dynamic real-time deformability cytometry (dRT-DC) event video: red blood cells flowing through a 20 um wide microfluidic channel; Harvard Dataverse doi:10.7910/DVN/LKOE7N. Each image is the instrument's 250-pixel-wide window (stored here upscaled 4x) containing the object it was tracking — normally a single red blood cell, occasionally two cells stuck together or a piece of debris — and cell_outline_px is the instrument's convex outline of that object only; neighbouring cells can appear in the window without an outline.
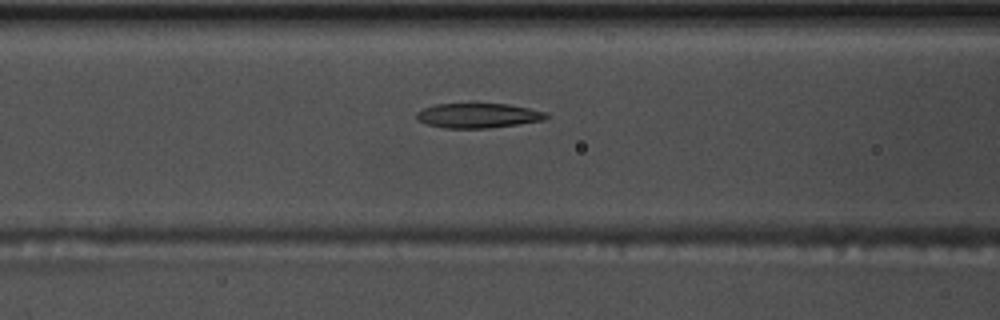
{"species": "common noctule bat (a hibernating species)", "species_latin": "Nyctalus noctula", "temperature_condition": "warm", "stored_images_in_passage": 34, "camera_frame_rate_fps": 3000, "um_per_image_px": 0.085, "animal": {"sex": "male", "body_mass_g": 17.5, "forearm_length_mm": 52.3}, "frame": {"image": 1, "passage_image": 9, "time_ms": 2.667, "image_size_px": [1000, 320], "cell_outline_px": [[548, 116], [544, 120], [488, 128], [444, 128], [428, 124], [420, 120], [416, 116], [416, 112], [424, 108], [436, 104], [508, 104], [528, 108], [544, 112]], "centroid_in_image_um": [40.62, 9.82], "position_along_channel_um": 126.0, "area_um2": 18.32}}
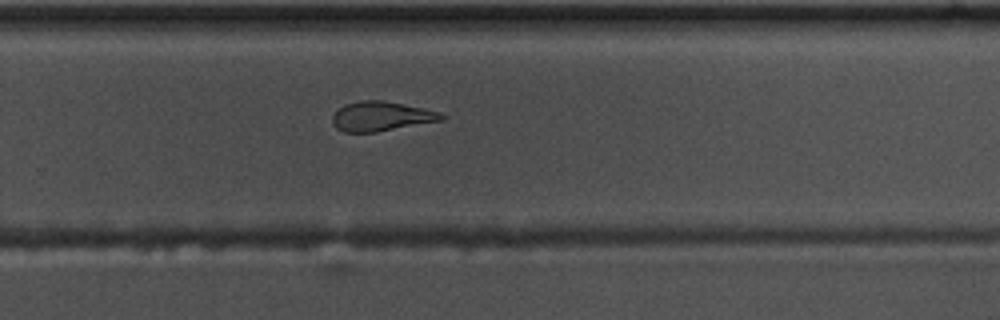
{"frame": {"image": 2, "passage_image": 23, "time_ms": 7.333, "image_size_px": [1000, 320], "cell_outline_px": [[444, 120], [376, 132], [344, 132], [336, 128], [332, 124], [332, 116], [344, 104], [360, 100], [384, 100], [424, 108], [440, 112], [444, 116]], "centroid_in_image_um": [32.4, 9.88], "position_along_channel_um": 297.4, "area_um2": 18.84}}
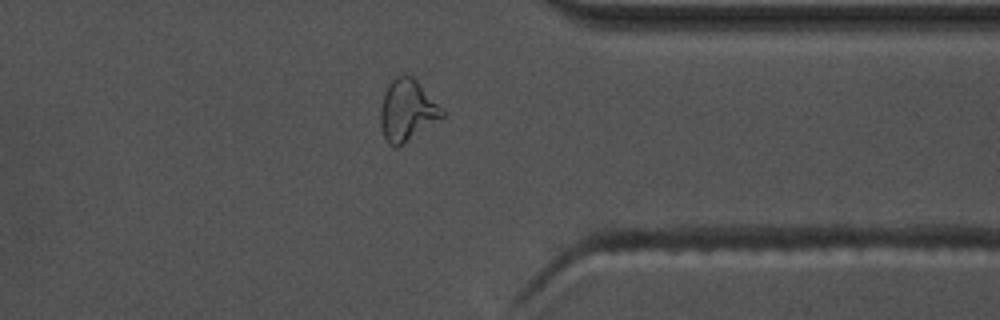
{"frame": {"image": 3, "passage_image": 30, "time_ms": 9.667, "image_size_px": [1000, 320], "cell_outline_px": [[444, 116], [396, 148], [392, 148], [388, 144], [384, 136], [380, 124], [380, 108], [384, 92], [388, 84], [396, 76], [404, 72], [412, 76], [416, 80], [444, 112]], "centroid_in_image_um": [34.55, 9.37], "position_along_channel_um": 376.9, "area_um2": 21.79}, "authors_computed_cell_mechanics": {"area_um2": 19.4786, "velocity_mm_per_s": 3.6825, "shape_relaxation_time_tau1_ms": null, "shape_relaxation_time_tau2_ms": 2.8158, "deformation_change_tau1": null, "deformation_change_tau2": 0.1149}}